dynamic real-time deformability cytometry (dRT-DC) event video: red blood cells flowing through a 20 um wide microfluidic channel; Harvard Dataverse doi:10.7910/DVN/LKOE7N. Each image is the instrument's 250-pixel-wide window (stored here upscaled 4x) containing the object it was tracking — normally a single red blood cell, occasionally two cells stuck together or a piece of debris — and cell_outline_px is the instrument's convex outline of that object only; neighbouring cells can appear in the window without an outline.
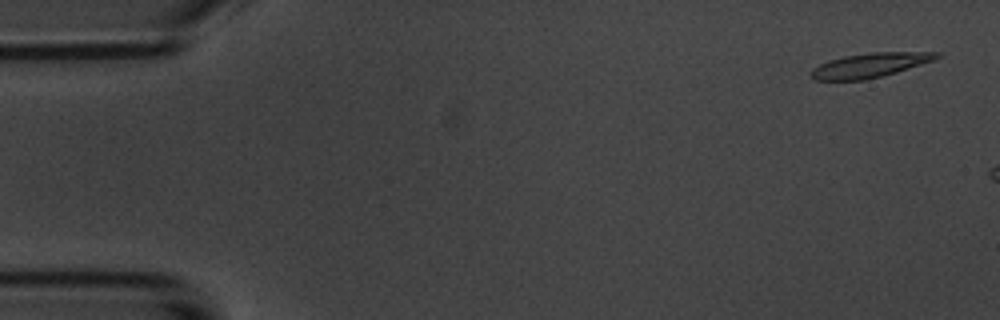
{"species": "common noctule bat (a hibernating species)", "species_latin": "Nyctalus noctula", "temperature_condition": "room temperature", "stored_images_in_passage": 2, "camera_frame_rate_fps": 3000, "um_per_image_px": 0.085, "animal": {"sex": "male", "body_mass_g": 20.1, "forearm_length_mm": 53.5}, "frame": {"image": 1, "passage_image": 1, "time_ms": 0.0, "image_size_px": [1000, 320], "cell_outline_px": [[940, 56], [936, 60], [896, 72], [864, 80], [816, 80], [812, 76], [812, 68], [828, 60], [844, 56], [872, 52], [940, 52]], "centroid_in_image_um": [73.97, 5.53], "position_along_channel_um": 11.0, "area_um2": 17.74}}